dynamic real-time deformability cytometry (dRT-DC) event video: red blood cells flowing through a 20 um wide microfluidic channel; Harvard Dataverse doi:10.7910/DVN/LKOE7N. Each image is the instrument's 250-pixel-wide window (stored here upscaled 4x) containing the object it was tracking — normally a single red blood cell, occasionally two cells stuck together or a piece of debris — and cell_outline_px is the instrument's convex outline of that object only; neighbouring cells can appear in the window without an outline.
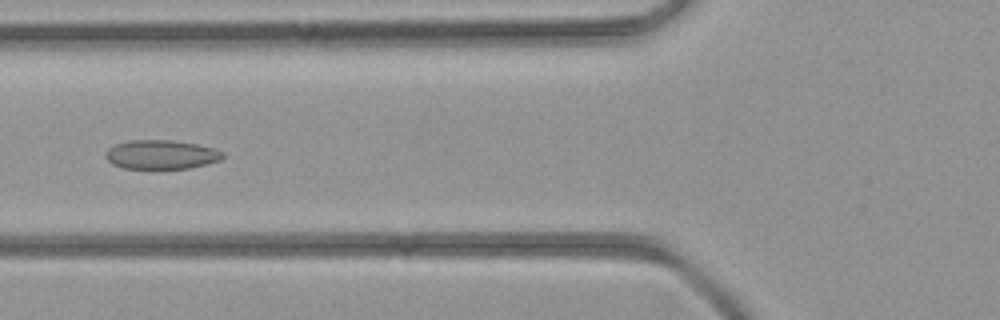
{"species": "common noctule bat (a hibernating species)", "species_latin": "Nyctalus noctula", "temperature_condition": "room temperature", "stored_images_in_passage": 36, "camera_frame_rate_fps": 3000, "um_per_image_px": 0.085, "animal": {"sex": "female", "body_mass_g": 21.9}, "frame": {"image": 1, "passage_image": 10, "time_ms": 3.0, "image_size_px": [1000, 320], "cell_outline_px": [[224, 156], [220, 160], [208, 164], [188, 168], [156, 172], [124, 168], [112, 164], [104, 156], [104, 152], [108, 148], [116, 144], [128, 140], [172, 140], [196, 144], [212, 148], [224, 152]], "centroid_in_image_um": [13.66, 13.19], "position_along_channel_um": 112.1, "area_um2": 20.75}}
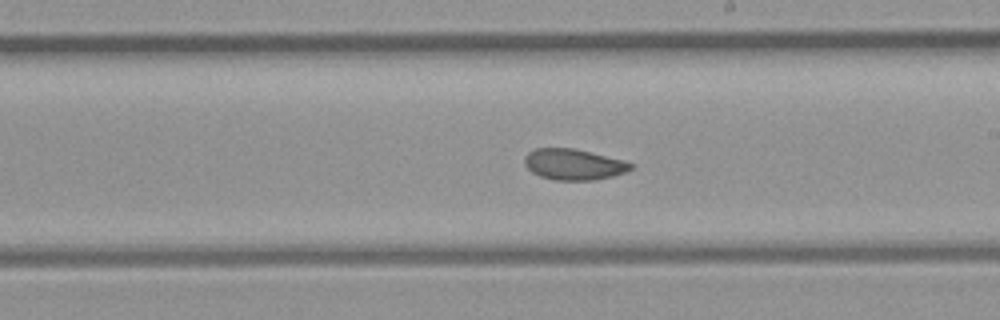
{"frame": {"image": 2, "passage_image": 18, "time_ms": 5.667, "image_size_px": [1000, 320], "cell_outline_px": [[632, 168], [624, 172], [612, 176], [592, 180], [556, 180], [540, 176], [532, 172], [524, 164], [524, 156], [528, 152], [536, 148], [572, 148], [624, 160], [632, 164]], "centroid_in_image_um": [48.72, 13.97], "position_along_channel_um": 240.3, "area_um2": 18.96}}
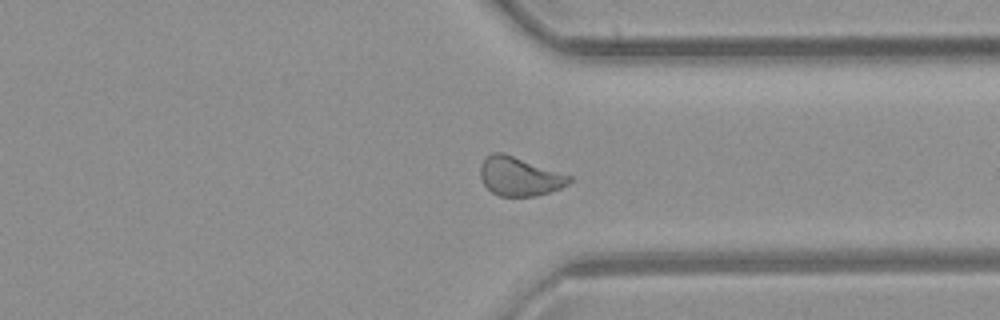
{"frame": {"image": 3, "passage_image": 26, "time_ms": 8.333, "image_size_px": [1000, 320], "cell_outline_px": [[572, 180], [568, 184], [560, 188], [536, 196], [500, 196], [492, 192], [484, 184], [480, 176], [480, 164], [484, 156], [492, 152], [500, 152], [572, 176]], "centroid_in_image_um": [44.12, 14.99], "position_along_channel_um": 367.3, "area_um2": 19.94}}